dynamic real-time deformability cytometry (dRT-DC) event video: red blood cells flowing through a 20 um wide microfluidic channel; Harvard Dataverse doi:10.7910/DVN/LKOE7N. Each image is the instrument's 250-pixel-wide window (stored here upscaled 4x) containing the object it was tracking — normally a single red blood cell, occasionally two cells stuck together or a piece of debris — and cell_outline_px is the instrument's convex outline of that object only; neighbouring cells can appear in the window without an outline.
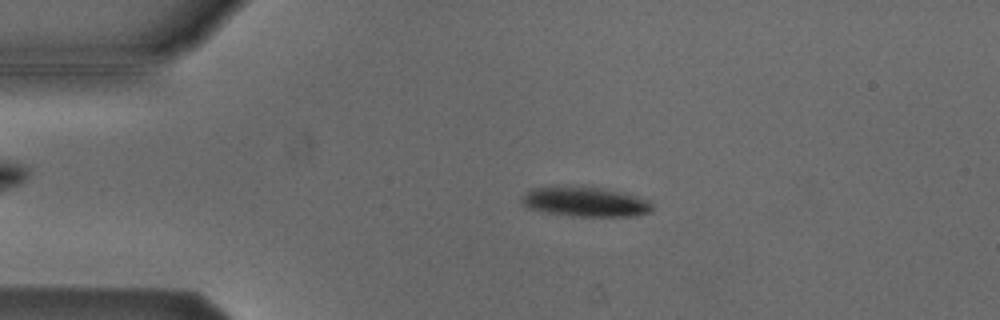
{"species": "Egyptian fruit bat (a non-hibernating species)", "species_latin": "Rousettus aegyptiacus", "temperature_condition": "cold", "stored_images_in_passage": 3, "camera_frame_rate_fps": 3000, "um_per_image_px": 0.085, "animal": {"sex": "male"}, "frame": {"image": 1, "passage_image": 2, "time_ms": 0.333, "image_size_px": [1000, 320], "cell_outline_px": [[652, 212], [636, 216], [572, 216], [544, 212], [528, 208], [520, 204], [520, 196], [532, 188], [556, 184], [580, 184], [604, 188], [636, 196], [648, 200], [652, 204]], "centroid_in_image_um": [49.65, 17.11], "position_along_channel_um": 35.3, "area_um2": 23.64}}